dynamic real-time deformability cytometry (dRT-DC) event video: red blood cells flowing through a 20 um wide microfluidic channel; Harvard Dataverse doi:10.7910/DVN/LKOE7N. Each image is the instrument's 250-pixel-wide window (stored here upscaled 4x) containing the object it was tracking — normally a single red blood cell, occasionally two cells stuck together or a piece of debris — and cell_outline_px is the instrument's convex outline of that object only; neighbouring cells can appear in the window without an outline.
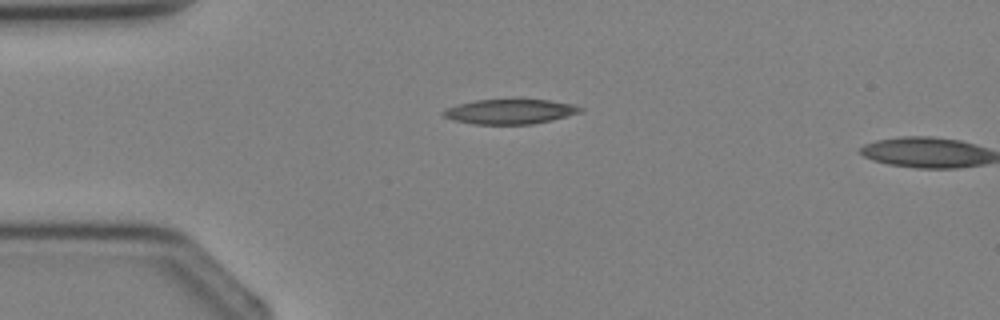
{"species": "Egyptian fruit bat (a non-hibernating species)", "species_latin": "Rousettus aegyptiacus", "temperature_condition": "cold", "stored_images_in_passage": 3, "segment_of_instrument_passage": [1, 2], "camera_frame_rate_fps": 3000, "um_per_image_px": 0.085, "animal": {"sex": "female"}, "frame": {"image": 1, "passage_image": 2, "time_ms": 2.0, "image_size_px": [1000, 320], "cell_outline_px": [[584, 112], [552, 120], [532, 124], [472, 124], [452, 120], [444, 116], [440, 112], [448, 108], [460, 104], [476, 100], [548, 100], [576, 104], [584, 108]], "centroid_in_image_um": [43.41, 9.49], "position_along_channel_um": 41.6, "area_um2": 19.83}}